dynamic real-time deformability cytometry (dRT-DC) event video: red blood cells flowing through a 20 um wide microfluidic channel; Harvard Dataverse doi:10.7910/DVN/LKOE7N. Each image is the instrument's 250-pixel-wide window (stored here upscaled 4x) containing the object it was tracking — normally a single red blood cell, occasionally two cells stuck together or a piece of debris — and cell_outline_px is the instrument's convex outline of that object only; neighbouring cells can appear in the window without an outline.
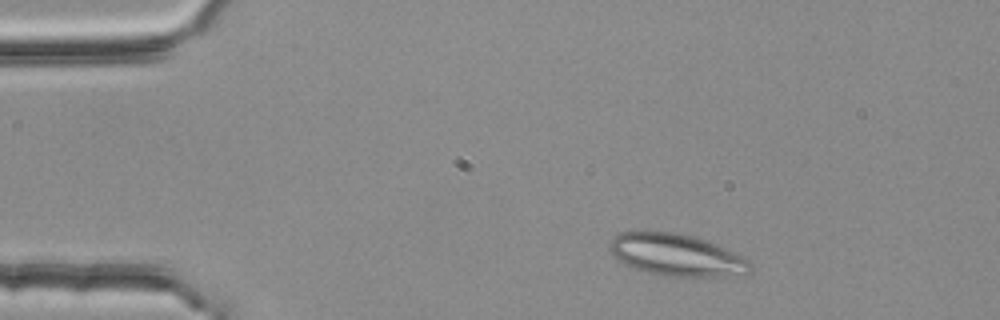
{"species": "common noctule bat (a hibernating species)", "species_latin": "Nyctalus noctula", "temperature_condition": "room temperature", "stored_images_in_passage": 2, "camera_frame_rate_fps": 3000, "um_per_image_px": 0.085, "animal": {"sex": "female", "body_mass_g": 25.1}, "frame": {"image": 1, "passage_image": 1, "time_ms": 0.0, "image_size_px": [1000, 320], "cell_outline_px": [[752, 268], [748, 272], [724, 276], [664, 276], [648, 272], [624, 264], [612, 256], [608, 248], [608, 244], [612, 236], [620, 232], [672, 232], [696, 236], [736, 252], [748, 260], [752, 264]], "centroid_in_image_um": [57.46, 21.66], "position_along_channel_um": 27.5, "area_um2": 34.45}}